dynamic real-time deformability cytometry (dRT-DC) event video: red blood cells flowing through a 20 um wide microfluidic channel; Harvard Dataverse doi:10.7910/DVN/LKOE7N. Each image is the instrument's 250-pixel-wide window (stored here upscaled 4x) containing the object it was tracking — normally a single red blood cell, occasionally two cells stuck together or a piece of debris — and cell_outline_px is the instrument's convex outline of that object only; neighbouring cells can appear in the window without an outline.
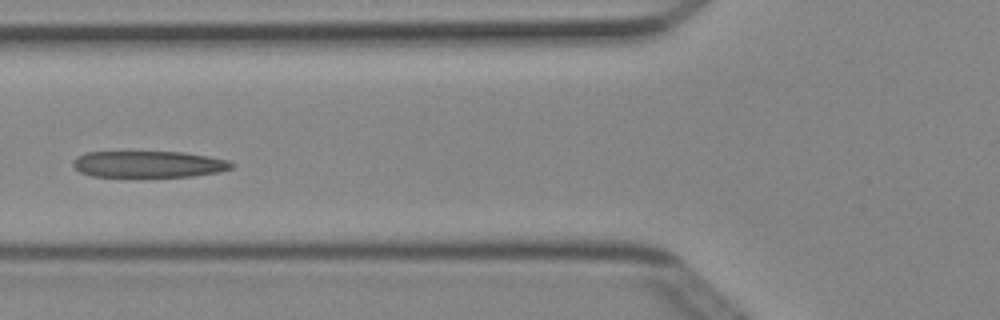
{"species": "Egyptian fruit bat (a non-hibernating species)", "species_latin": "Rousettus aegyptiacus", "temperature_condition": "cold", "stored_images_in_passage": 2, "camera_frame_rate_fps": 3000, "um_per_image_px": 0.085, "animal": {"sex": "female"}, "frame": {"image": 1, "passage_image": 2, "time_ms": 0.333, "image_size_px": [1000, 320], "cell_outline_px": [[236, 164], [232, 168], [220, 172], [192, 176], [92, 176], [80, 172], [72, 164], [72, 160], [76, 156], [84, 152], [184, 152], [208, 156], [228, 160]], "centroid_in_image_um": [12.64, 13.95], "position_along_channel_um": 113.2, "area_um2": 24.51}}